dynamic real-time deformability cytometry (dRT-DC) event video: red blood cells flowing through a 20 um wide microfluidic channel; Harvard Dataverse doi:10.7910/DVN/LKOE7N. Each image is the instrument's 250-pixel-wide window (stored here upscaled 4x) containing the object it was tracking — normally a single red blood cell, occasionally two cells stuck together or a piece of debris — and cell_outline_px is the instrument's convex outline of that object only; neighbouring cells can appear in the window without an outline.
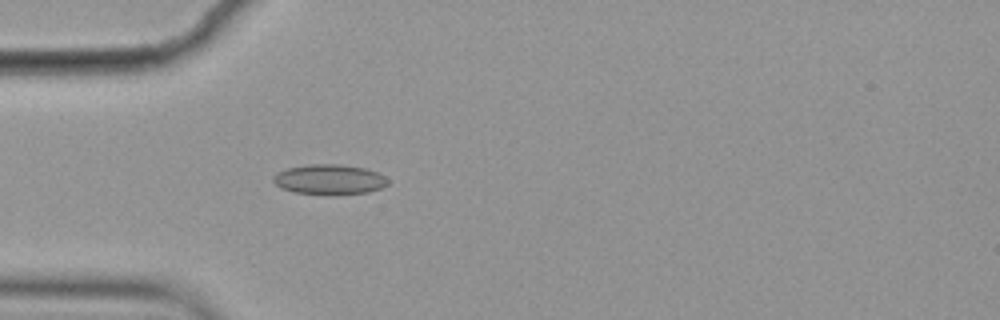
{"species": "common noctule bat (a hibernating species)", "species_latin": "Nyctalus noctula", "temperature_condition": "cold", "stored_images_in_passage": 2, "camera_frame_rate_fps": 3000, "um_per_image_px": 0.085, "animal": {"sex": "female", "body_mass_g": 19.9}, "frame": {"image": 1, "passage_image": 2, "time_ms": 0.333, "image_size_px": [1000, 320], "cell_outline_px": [[388, 184], [380, 188], [368, 192], [332, 196], [292, 192], [280, 188], [272, 180], [272, 176], [276, 172], [288, 168], [308, 164], [340, 164], [364, 168], [376, 172], [384, 176], [388, 180]], "centroid_in_image_um": [27.95, 15.27], "position_along_channel_um": 57.0, "area_um2": 20.46}}